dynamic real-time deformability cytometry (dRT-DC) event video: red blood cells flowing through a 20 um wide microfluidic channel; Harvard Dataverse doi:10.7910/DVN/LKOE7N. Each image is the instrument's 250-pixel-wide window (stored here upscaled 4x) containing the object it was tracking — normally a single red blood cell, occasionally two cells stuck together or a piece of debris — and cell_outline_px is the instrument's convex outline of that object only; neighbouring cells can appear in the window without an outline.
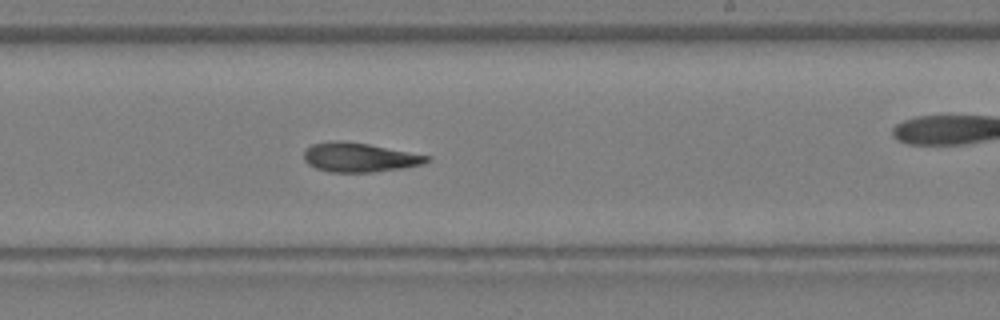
{"species": "Egyptian fruit bat (a non-hibernating species)", "species_latin": "Rousettus aegyptiacus", "temperature_condition": "warm", "stored_images_in_passage": 34, "camera_frame_rate_fps": 3000, "um_per_image_px": 0.085, "animal": {"sex": "female"}, "frame": {"image": 1, "passage_image": 20, "time_ms": 6.333, "image_size_px": [1000, 320], "cell_outline_px": [[432, 160], [424, 164], [404, 168], [372, 172], [328, 172], [316, 168], [308, 164], [304, 160], [304, 152], [312, 144], [336, 140], [368, 144], [432, 156]], "centroid_in_image_um": [30.59, 13.39], "position_along_channel_um": 258.4, "area_um2": 20.98}}
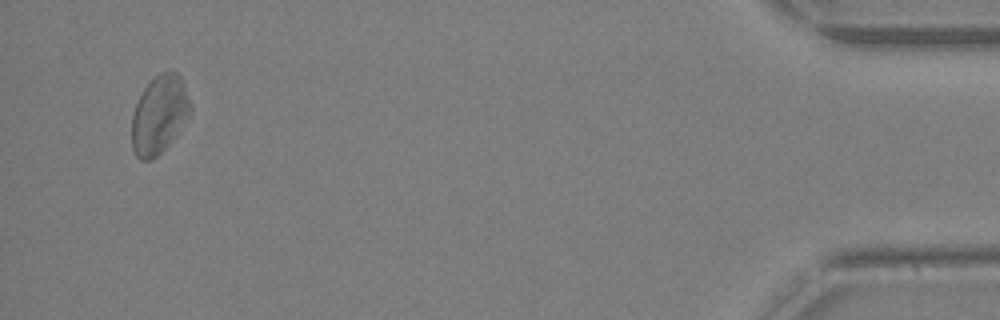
{"frame": {"image": 2, "passage_image": 34, "time_ms": 11.0, "image_size_px": [1000, 320], "cell_outline_px": [[192, 112], [176, 136], [152, 160], [140, 160], [136, 156], [132, 148], [132, 112], [144, 88], [160, 72], [176, 72], [180, 76], [192, 108]], "centroid_in_image_um": [13.54, 9.77], "position_along_channel_um": 421.7, "area_um2": 26.47}}